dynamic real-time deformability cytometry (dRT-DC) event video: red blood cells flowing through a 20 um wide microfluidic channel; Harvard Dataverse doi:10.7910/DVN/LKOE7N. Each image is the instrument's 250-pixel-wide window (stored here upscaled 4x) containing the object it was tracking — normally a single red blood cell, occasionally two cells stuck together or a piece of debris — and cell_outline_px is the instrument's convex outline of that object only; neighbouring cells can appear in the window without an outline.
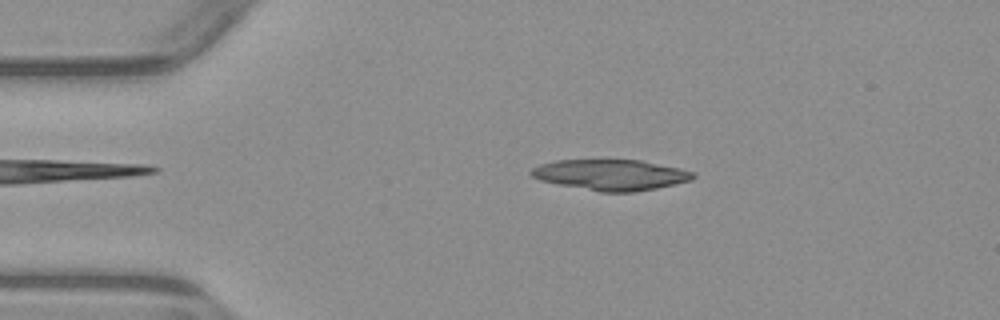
{"species": "common noctule bat (a hibernating species)", "species_latin": "Nyctalus noctula", "temperature_condition": "warm", "stored_images_in_passage": 5, "camera_frame_rate_fps": 3000, "um_per_image_px": 0.085, "animal": {"sex": "male", "body_mass_g": 23.1, "forearm_length_mm": 52.7}, "frame": {"image": 1, "passage_image": 4, "time_ms": 3.333, "image_size_px": [1000, 320], "cell_outline_px": [[696, 176], [692, 180], [656, 188], [632, 192], [600, 192], [540, 180], [532, 176], [528, 172], [532, 168], [540, 164], [556, 160], [640, 160], [680, 168], [696, 172]], "centroid_in_image_um": [51.94, 14.85], "position_along_channel_um": 33.1, "area_um2": 28.9}}